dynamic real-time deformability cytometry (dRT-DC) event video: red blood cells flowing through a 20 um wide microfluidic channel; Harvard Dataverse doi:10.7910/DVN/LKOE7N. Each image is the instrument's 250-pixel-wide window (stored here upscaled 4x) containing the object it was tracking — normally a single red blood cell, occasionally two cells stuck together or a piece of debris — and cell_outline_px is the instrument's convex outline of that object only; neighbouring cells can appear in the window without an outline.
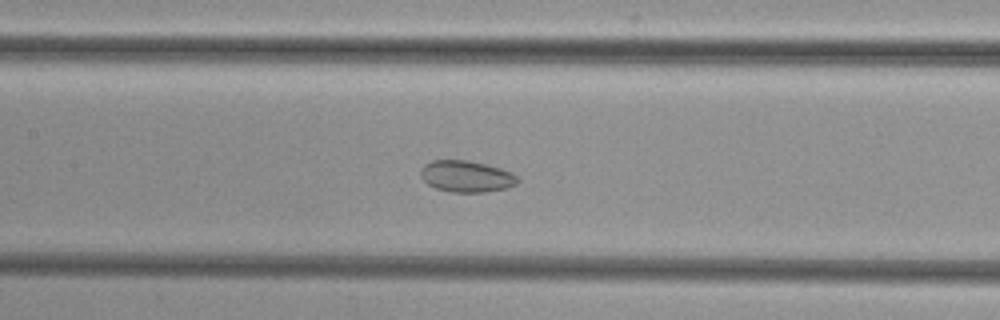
{"species": "common noctule bat (a hibernating species)", "species_latin": "Nyctalus noctula", "temperature_condition": "cold", "stored_images_in_passage": 42, "camera_frame_rate_fps": 3000, "um_per_image_px": 0.085, "animal": {"sex": "female", "body_mass_g": 29.2, "forearm_length_mm": 56.3}, "frame": {"image": 1, "passage_image": 15, "time_ms": 4.667, "image_size_px": [1000, 320], "cell_outline_px": [[520, 180], [516, 184], [508, 188], [484, 192], [452, 192], [436, 188], [428, 184], [420, 176], [420, 172], [424, 164], [432, 160], [468, 160], [500, 168], [512, 172]], "centroid_in_image_um": [39.65, 14.99], "position_along_channel_um": 167.8, "area_um2": 17.8}}
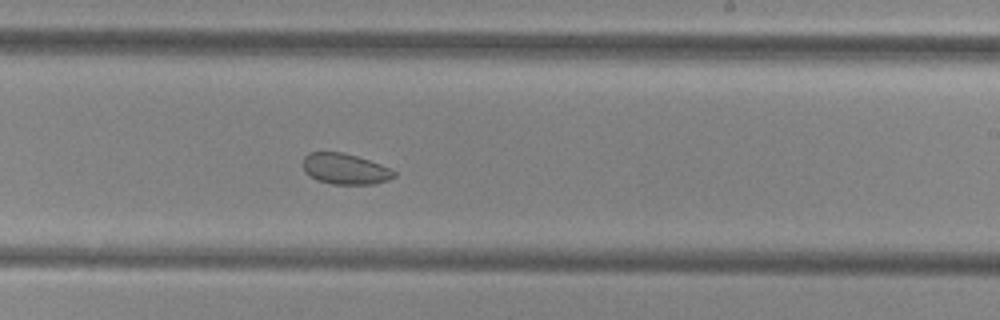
{"frame": {"image": 2, "passage_image": 22, "time_ms": 7.0, "image_size_px": [1000, 320], "cell_outline_px": [[396, 176], [388, 180], [372, 184], [332, 184], [316, 180], [308, 176], [304, 172], [304, 156], [308, 152], [340, 152], [356, 156], [380, 164], [396, 172]], "centroid_in_image_um": [29.3, 14.36], "position_along_channel_um": 259.7, "area_um2": 16.3}}
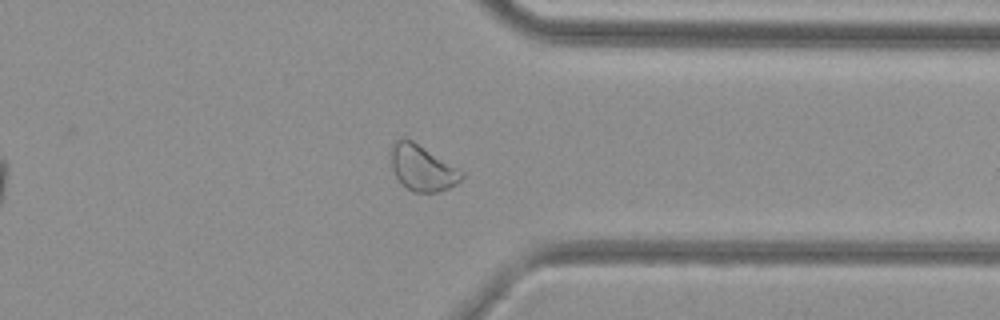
{"frame": {"image": 3, "passage_image": 31, "time_ms": 10.0, "image_size_px": [1000, 320], "cell_outline_px": [[464, 176], [456, 184], [448, 188], [436, 192], [412, 192], [396, 176], [392, 168], [392, 144], [400, 136], [412, 140], [464, 172]], "centroid_in_image_um": [35.9, 14.26], "position_along_channel_um": 375.5, "area_um2": 18.5}}